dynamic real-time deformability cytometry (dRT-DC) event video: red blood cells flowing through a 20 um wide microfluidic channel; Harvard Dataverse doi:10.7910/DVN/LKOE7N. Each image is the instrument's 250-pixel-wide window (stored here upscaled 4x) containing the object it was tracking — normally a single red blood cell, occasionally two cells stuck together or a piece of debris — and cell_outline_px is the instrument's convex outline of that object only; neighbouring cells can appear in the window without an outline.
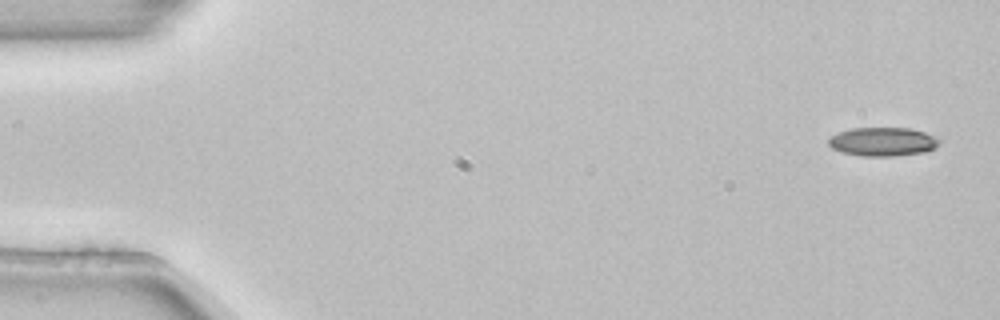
{"species": "common noctule bat (a hibernating species)", "species_latin": "Nyctalus noctula", "temperature_condition": "room temperature", "stored_images_in_passage": 4, "camera_frame_rate_fps": 3000, "um_per_image_px": 0.085, "animal": {"sex": "female", "body_mass_g": 22.7, "forearm_length_mm": 54.2}, "frame": {"image": 1, "passage_image": 1, "time_ms": 0.0, "image_size_px": [1000, 320], "cell_outline_px": [[940, 140], [936, 148], [924, 152], [892, 156], [860, 156], [840, 152], [832, 148], [828, 144], [828, 140], [832, 136], [840, 132], [852, 128], [908, 128], [924, 132]], "centroid_in_image_um": [75.01, 12.05], "position_along_channel_um": 10.0, "area_um2": 18.44}}
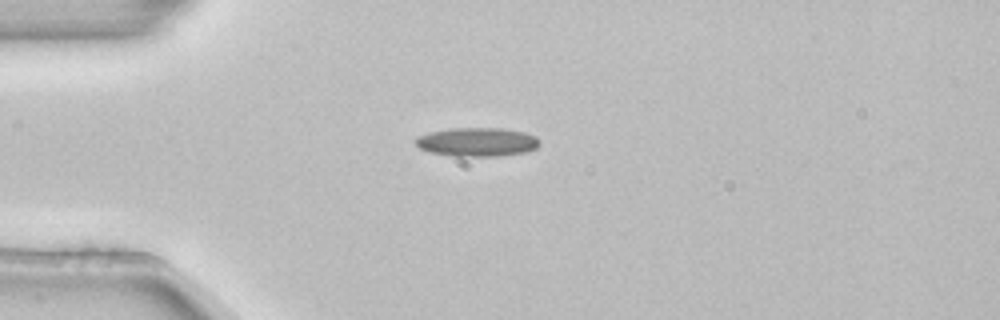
{"frame": {"image": 2, "passage_image": 3, "time_ms": 0.667, "image_size_px": [1000, 320], "cell_outline_px": [[540, 144], [536, 148], [528, 152], [500, 156], [456, 156], [432, 152], [420, 148], [416, 144], [416, 136], [432, 132], [452, 128], [500, 128], [524, 132], [536, 136], [540, 140]], "centroid_in_image_um": [40.62, 12.07], "position_along_channel_um": 44.4, "area_um2": 20.75}}
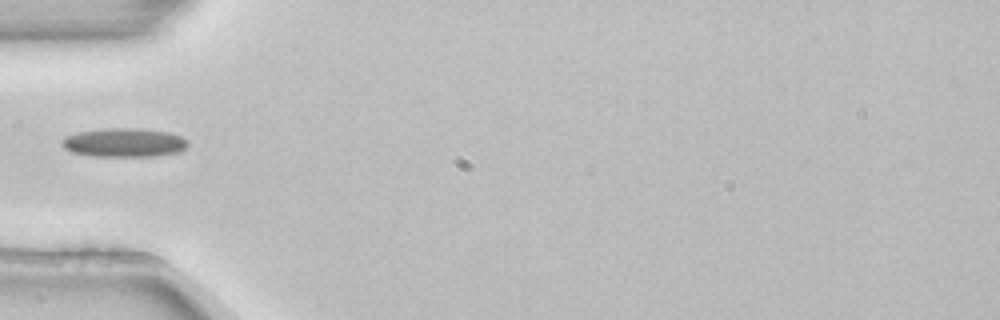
{"frame": {"image": 3, "passage_image": 4, "time_ms": 1.0, "image_size_px": [1000, 320], "cell_outline_px": [[188, 144], [184, 148], [176, 152], [152, 156], [92, 156], [72, 152], [64, 148], [60, 140], [68, 136], [80, 132], [112, 128], [136, 128], [168, 132], [180, 136], [188, 140]], "centroid_in_image_um": [10.55, 12.12], "position_along_channel_um": 74.5, "area_um2": 20.81}}